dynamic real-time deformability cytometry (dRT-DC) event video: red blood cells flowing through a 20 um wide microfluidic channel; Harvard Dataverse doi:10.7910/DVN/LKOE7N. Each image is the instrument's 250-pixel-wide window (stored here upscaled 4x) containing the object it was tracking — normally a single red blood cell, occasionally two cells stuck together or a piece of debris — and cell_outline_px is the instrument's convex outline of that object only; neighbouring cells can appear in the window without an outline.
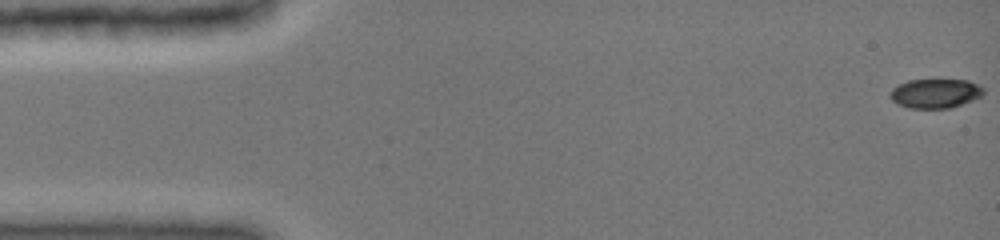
{"species": "common noctule bat (a hibernating species)", "species_latin": "Nyctalus noctula", "temperature_condition": "cold", "stored_images_in_passage": 48, "camera_frame_rate_fps": 3000, "um_per_image_px": 0.085, "animal": {"sex": "female", "body_mass_g": 19.0, "forearm_length_mm": 51.5}, "frame": {"image": 1, "passage_image": 1, "time_ms": 0.0, "image_size_px": [1000, 240], "cell_outline_px": [[984, 92], [980, 96], [972, 100], [952, 108], [908, 108], [896, 104], [888, 96], [892, 88], [908, 80], [968, 80], [984, 88]], "centroid_in_image_um": [79.47, 7.95], "position_along_channel_um": 5.5, "area_um2": 15.95}}
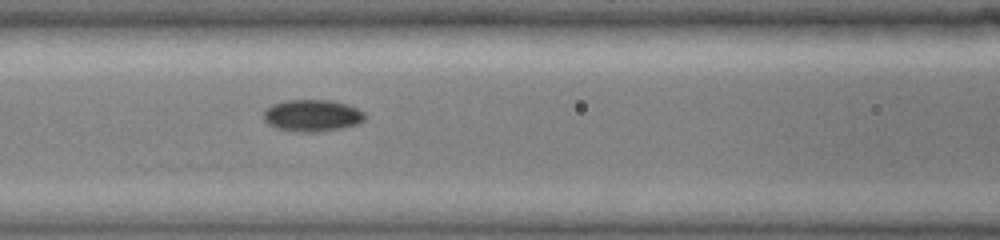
{"frame": {"image": 2, "passage_image": 21, "time_ms": 6.667, "image_size_px": [1000, 240], "cell_outline_px": [[364, 120], [356, 124], [340, 128], [320, 132], [296, 132], [276, 128], [268, 124], [264, 120], [264, 108], [272, 104], [284, 100], [328, 100], [344, 104], [356, 108], [364, 112]], "centroid_in_image_um": [26.47, 9.82], "position_along_channel_um": 140.1, "area_um2": 18.79}}
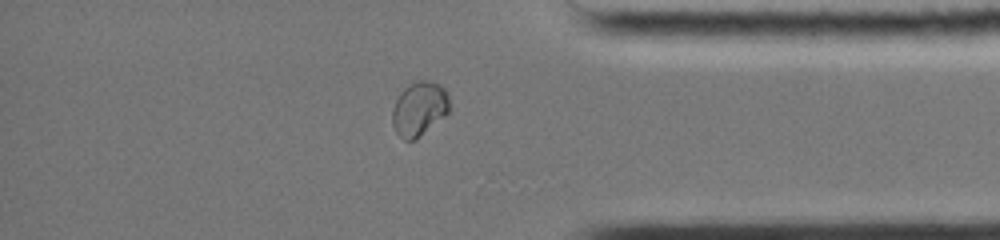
{"frame": {"image": 3, "passage_image": 41, "time_ms": 13.333, "image_size_px": [1000, 240], "cell_outline_px": [[448, 112], [444, 116], [416, 140], [404, 140], [396, 132], [392, 124], [392, 108], [400, 92], [404, 88], [416, 80], [428, 80], [440, 84], [448, 92]], "centroid_in_image_um": [35.62, 9.23], "position_along_channel_um": 399.6, "area_um2": 18.09}, "authors_computed_cell_mechanics": {"area_um2": 17.8602, "velocity_mm_per_s": 3.9838, "shape_relaxation_time_tau1_ms": 8.5022, "shape_relaxation_time_tau2_ms": 2.9901, "deformation_change_tau1": 0.1517, "deformation_change_tau2": 0.017}}